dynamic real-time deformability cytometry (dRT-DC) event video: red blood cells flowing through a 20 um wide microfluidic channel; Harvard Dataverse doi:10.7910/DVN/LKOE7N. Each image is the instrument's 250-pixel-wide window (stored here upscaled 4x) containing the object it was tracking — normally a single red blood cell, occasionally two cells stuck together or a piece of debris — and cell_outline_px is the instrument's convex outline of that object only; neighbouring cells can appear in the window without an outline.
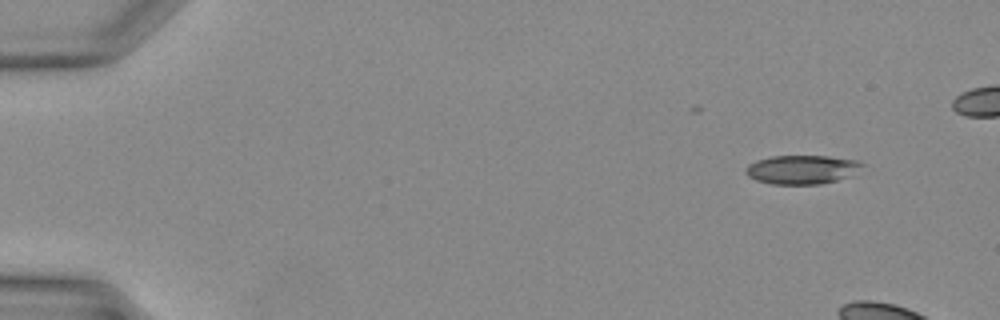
{"species": "Egyptian fruit bat (a non-hibernating species)", "species_latin": "Rousettus aegyptiacus", "temperature_condition": "warm", "stored_images_in_passage": 7, "camera_frame_rate_fps": 3000, "um_per_image_px": 0.085, "animal": {"sex": "female"}, "frame": {"image": 1, "passage_image": 1, "time_ms": 0.0, "image_size_px": [1000, 320], "cell_outline_px": [[868, 164], [848, 176], [836, 180], [820, 184], [772, 184], [756, 180], [748, 176], [744, 172], [744, 168], [748, 164], [756, 160], [772, 156], [828, 156], [856, 160]], "centroid_in_image_um": [68.14, 14.4], "position_along_channel_um": 16.9, "area_um2": 19.65}}